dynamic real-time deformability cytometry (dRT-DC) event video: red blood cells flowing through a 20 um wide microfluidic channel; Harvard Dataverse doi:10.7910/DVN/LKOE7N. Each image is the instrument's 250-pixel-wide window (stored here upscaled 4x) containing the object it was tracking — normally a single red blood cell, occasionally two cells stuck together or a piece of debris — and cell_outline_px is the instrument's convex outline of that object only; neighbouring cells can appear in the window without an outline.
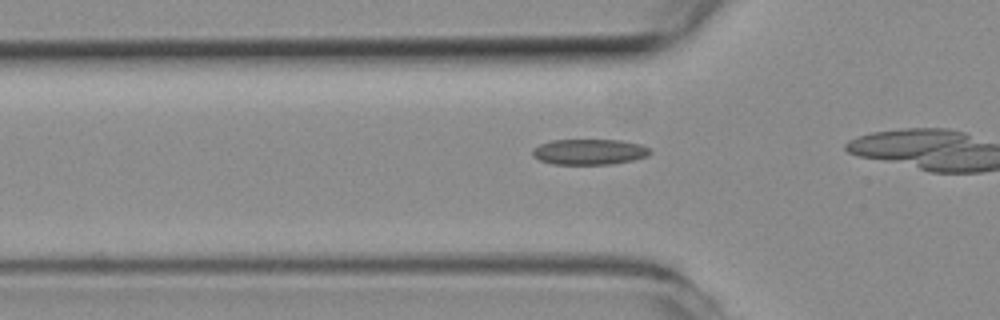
{"species": "common noctule bat (a hibernating species)", "species_latin": "Nyctalus noctula", "temperature_condition": "room temperature", "stored_images_in_passage": 19, "camera_frame_rate_fps": 3000, "um_per_image_px": 0.085, "animal": {"sex": "female", "body_mass_g": 19.3, "forearm_length_mm": 54.1}, "frame": {"image": 1, "passage_image": 14, "time_ms": 4.333, "image_size_px": [1000, 320], "cell_outline_px": [[652, 152], [648, 156], [632, 160], [612, 164], [552, 164], [540, 160], [532, 156], [532, 148], [540, 144], [552, 140], [620, 140], [640, 144], [648, 148]], "centroid_in_image_um": [50.07, 12.91], "position_along_channel_um": 75.7, "area_um2": 17.57}}